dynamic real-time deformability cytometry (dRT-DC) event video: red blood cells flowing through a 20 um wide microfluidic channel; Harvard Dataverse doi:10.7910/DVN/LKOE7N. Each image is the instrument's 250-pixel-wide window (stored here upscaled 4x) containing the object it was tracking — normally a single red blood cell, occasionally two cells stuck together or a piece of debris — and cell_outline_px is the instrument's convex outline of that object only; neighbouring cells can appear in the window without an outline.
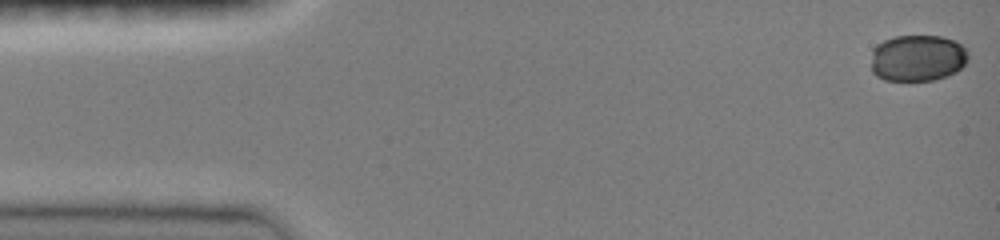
{"species": "common noctule bat (a hibernating species)", "species_latin": "Nyctalus noctula", "temperature_condition": "room temperature", "stored_images_in_passage": 10, "segment_of_instrument_passage": [1, 2], "camera_frame_rate_fps": 3000, "um_per_image_px": 0.085, "animal": {"sex": "female", "body_mass_g": 19.0, "forearm_length_mm": 51.5}, "frame": {"image": 1, "passage_image": 1, "time_ms": 0.0, "image_size_px": [1000, 240], "cell_outline_px": [[968, 60], [956, 72], [932, 80], [884, 80], [876, 76], [872, 72], [872, 48], [876, 44], [884, 40], [896, 36], [940, 36], [956, 40], [968, 52]], "centroid_in_image_um": [77.97, 4.92], "position_along_channel_um": 7.0, "area_um2": 26.41}}
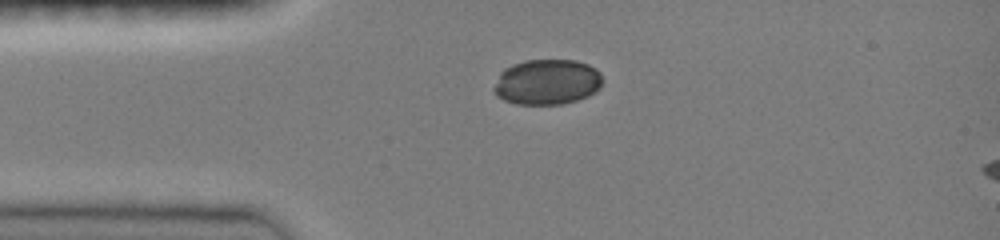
{"frame": {"image": 2, "passage_image": 7, "time_ms": 3.333, "image_size_px": [1000, 240], "cell_outline_px": [[604, 80], [600, 88], [596, 92], [588, 96], [564, 104], [516, 104], [504, 100], [496, 96], [492, 92], [492, 88], [500, 72], [504, 68], [512, 64], [524, 60], [576, 60], [588, 64], [596, 68], [600, 72]], "centroid_in_image_um": [46.5, 6.97], "position_along_channel_um": 38.5, "area_um2": 29.3}}